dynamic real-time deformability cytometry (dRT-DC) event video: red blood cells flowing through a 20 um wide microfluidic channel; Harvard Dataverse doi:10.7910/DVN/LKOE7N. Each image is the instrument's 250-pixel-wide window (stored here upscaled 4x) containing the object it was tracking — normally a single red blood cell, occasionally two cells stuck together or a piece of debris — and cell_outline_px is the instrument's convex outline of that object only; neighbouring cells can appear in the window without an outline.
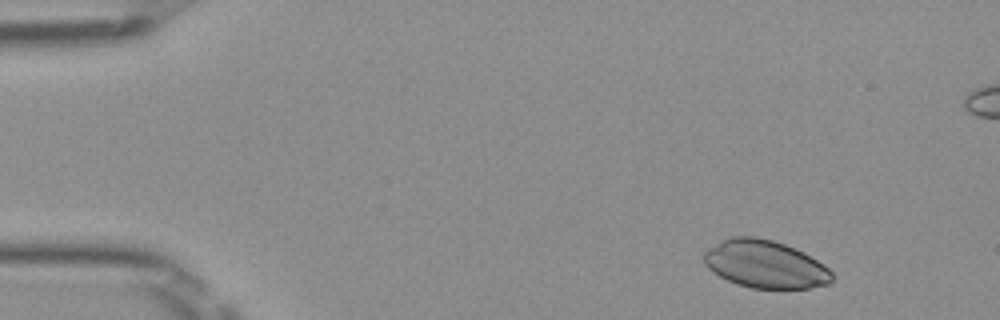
{"species": "Egyptian fruit bat (a non-hibernating species)", "species_latin": "Rousettus aegyptiacus", "temperature_condition": "room temperature", "stored_images_in_passage": 49, "segment_of_instrument_passage": [1, 2], "camera_frame_rate_fps": 3000, "um_per_image_px": 0.085, "frame": {"image": 1, "passage_image": 2, "time_ms": 0.333, "image_size_px": [1000, 320], "cell_outline_px": [[832, 280], [828, 284], [812, 288], [752, 288], [736, 284], [712, 272], [704, 264], [704, 252], [708, 248], [720, 240], [728, 236], [756, 236], [772, 240], [796, 248], [804, 252], [824, 264], [832, 272]], "centroid_in_image_um": [65.02, 22.44], "position_along_channel_um": 20.0, "area_um2": 35.89}}
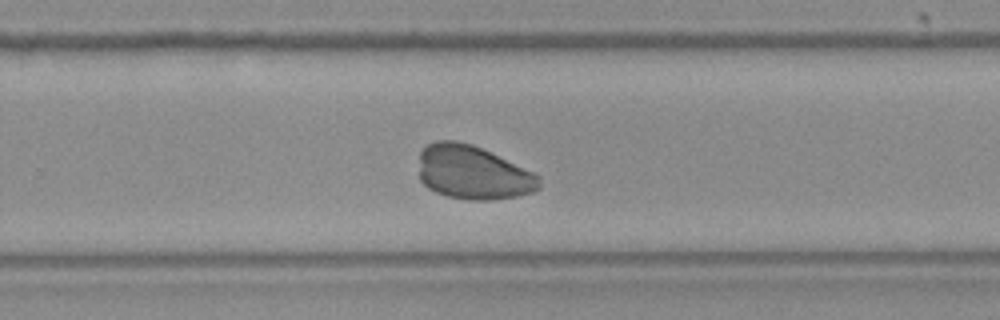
{"frame": {"image": 2, "passage_image": 30, "time_ms": 9.667, "image_size_px": [1000, 320], "cell_outline_px": [[540, 188], [532, 192], [516, 196], [492, 200], [468, 200], [448, 196], [436, 192], [428, 188], [420, 180], [420, 152], [428, 144], [436, 140], [456, 140], [472, 144], [532, 172], [540, 176]], "centroid_in_image_um": [40.18, 14.67], "position_along_channel_um": 289.6, "area_um2": 37.51}}
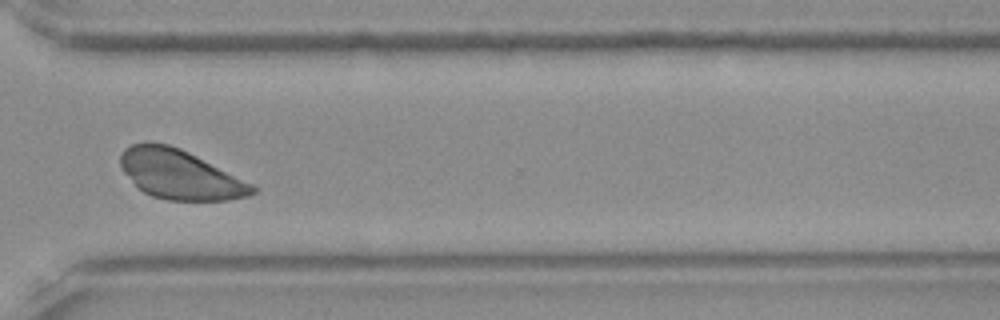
{"frame": {"image": 3, "passage_image": 35, "time_ms": 11.333, "image_size_px": [1000, 320], "cell_outline_px": [[256, 192], [248, 196], [228, 200], [168, 200], [152, 196], [144, 192], [124, 172], [120, 164], [120, 152], [124, 148], [132, 144], [148, 140], [168, 144], [180, 148], [252, 184], [256, 188]], "centroid_in_image_um": [15.25, 14.81], "position_along_channel_um": 355.3, "area_um2": 37.69}}